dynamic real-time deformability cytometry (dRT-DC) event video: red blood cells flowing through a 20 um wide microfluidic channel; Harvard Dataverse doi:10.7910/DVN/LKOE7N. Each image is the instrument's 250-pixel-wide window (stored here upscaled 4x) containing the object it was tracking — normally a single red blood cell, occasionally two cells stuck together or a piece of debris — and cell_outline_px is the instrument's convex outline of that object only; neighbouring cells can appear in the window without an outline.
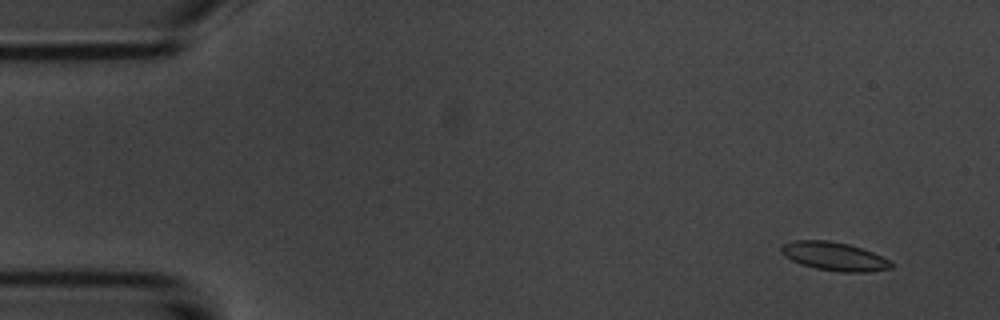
{"species": "common noctule bat (a hibernating species)", "species_latin": "Nyctalus noctula", "temperature_condition": "room temperature", "stored_images_in_passage": 5, "camera_frame_rate_fps": 3000, "um_per_image_px": 0.085, "animal": {"sex": "male", "body_mass_g": 20.1, "forearm_length_mm": 53.5}, "frame": {"image": 1, "passage_image": 2, "time_ms": 1.0, "image_size_px": [1000, 320], "cell_outline_px": [[892, 268], [868, 272], [844, 272], [816, 268], [800, 264], [784, 256], [780, 252], [780, 248], [784, 244], [796, 240], [828, 240], [848, 244], [872, 252], [892, 260]], "centroid_in_image_um": [70.92, 21.79], "position_along_channel_um": 14.1, "area_um2": 18.21}}
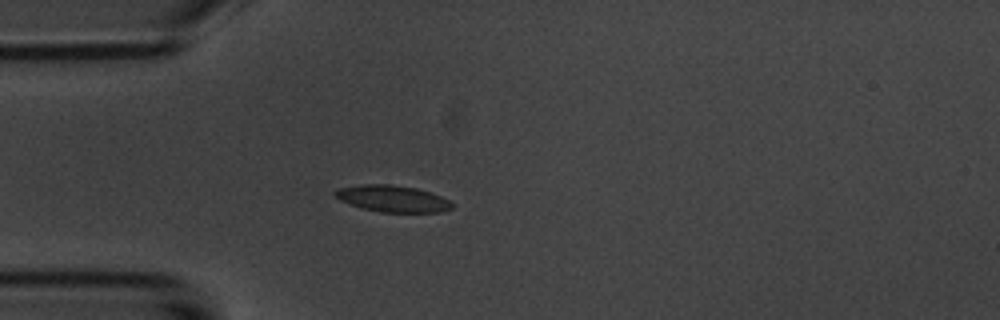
{"frame": {"image": 2, "passage_image": 5, "time_ms": 4.667, "image_size_px": [1000, 320], "cell_outline_px": [[452, 208], [440, 212], [380, 212], [360, 208], [348, 204], [340, 200], [332, 192], [340, 188], [360, 184], [388, 184], [416, 188], [440, 196], [448, 200], [452, 204]], "centroid_in_image_um": [33.32, 16.89], "position_along_channel_um": 51.7, "area_um2": 18.03}}